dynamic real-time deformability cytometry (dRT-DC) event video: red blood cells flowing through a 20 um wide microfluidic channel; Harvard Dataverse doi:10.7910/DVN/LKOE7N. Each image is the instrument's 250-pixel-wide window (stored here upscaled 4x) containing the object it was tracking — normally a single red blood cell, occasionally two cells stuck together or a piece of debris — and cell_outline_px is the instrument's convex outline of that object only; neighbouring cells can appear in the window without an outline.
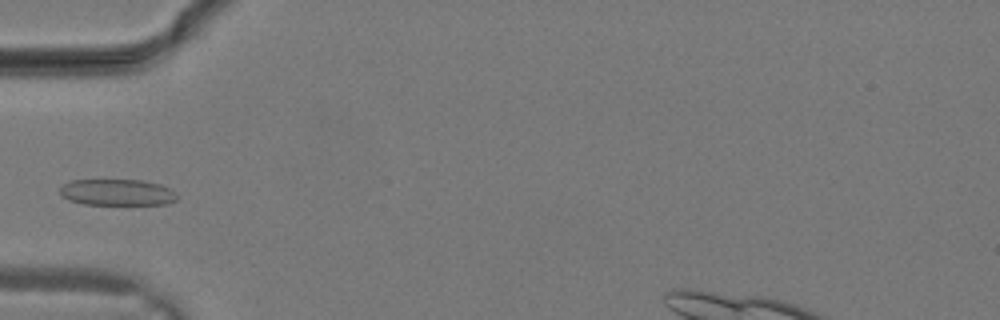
{"species": "common noctule bat (a hibernating species)", "species_latin": "Nyctalus noctula", "temperature_condition": "warm", "stored_images_in_passage": 16, "camera_frame_rate_fps": 3000, "um_per_image_px": 0.085, "animal": {"sex": "male", "body_mass_g": 19.2, "forearm_length_mm": 51.8}, "frame": {"image": 1, "passage_image": 4, "time_ms": 1.0, "image_size_px": [1000, 320], "cell_outline_px": [[176, 200], [168, 204], [84, 204], [68, 200], [60, 196], [60, 188], [64, 184], [72, 180], [144, 180], [160, 184], [172, 188], [176, 192]], "centroid_in_image_um": [9.98, 16.34], "position_along_channel_um": 75.0, "area_um2": 18.09}}
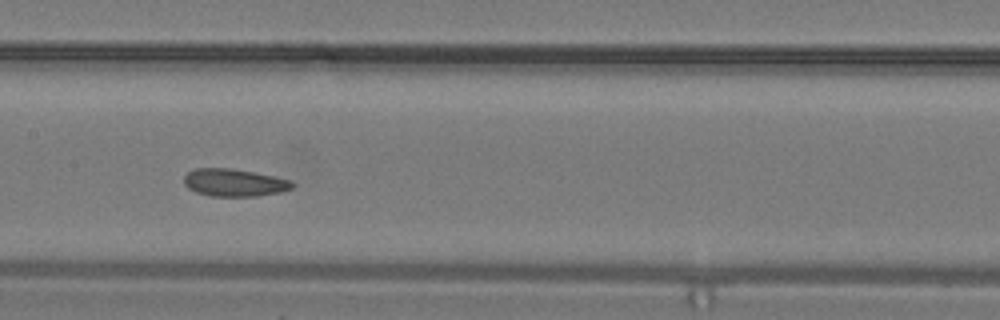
{"frame": {"image": 2, "passage_image": 9, "time_ms": 2.667, "image_size_px": [1000, 320], "cell_outline_px": [[296, 184], [292, 188], [280, 192], [260, 196], [212, 196], [196, 192], [188, 188], [184, 184], [184, 176], [188, 172], [196, 168], [232, 168], [292, 180]], "centroid_in_image_um": [19.92, 15.52], "position_along_channel_um": 187.5, "area_um2": 17.4}}
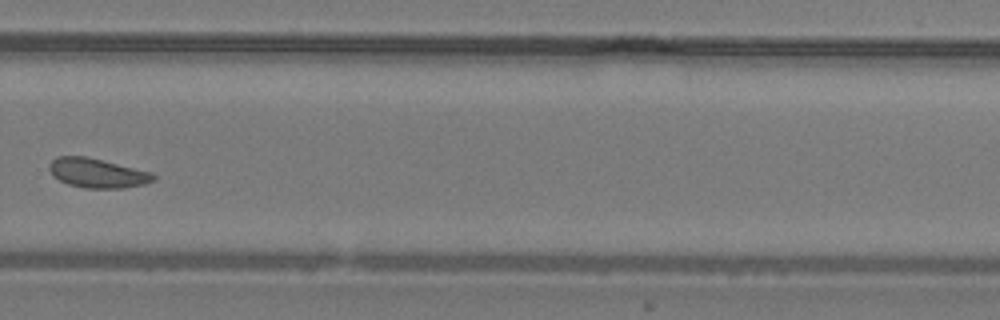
{"frame": {"image": 3, "passage_image": 15, "time_ms": 4.667, "image_size_px": [1000, 320], "cell_outline_px": [[156, 180], [144, 184], [124, 188], [84, 188], [68, 184], [60, 180], [48, 168], [48, 164], [56, 156], [88, 156], [152, 172], [156, 176]], "centroid_in_image_um": [8.3, 14.7], "position_along_channel_um": 321.5, "area_um2": 17.92}}